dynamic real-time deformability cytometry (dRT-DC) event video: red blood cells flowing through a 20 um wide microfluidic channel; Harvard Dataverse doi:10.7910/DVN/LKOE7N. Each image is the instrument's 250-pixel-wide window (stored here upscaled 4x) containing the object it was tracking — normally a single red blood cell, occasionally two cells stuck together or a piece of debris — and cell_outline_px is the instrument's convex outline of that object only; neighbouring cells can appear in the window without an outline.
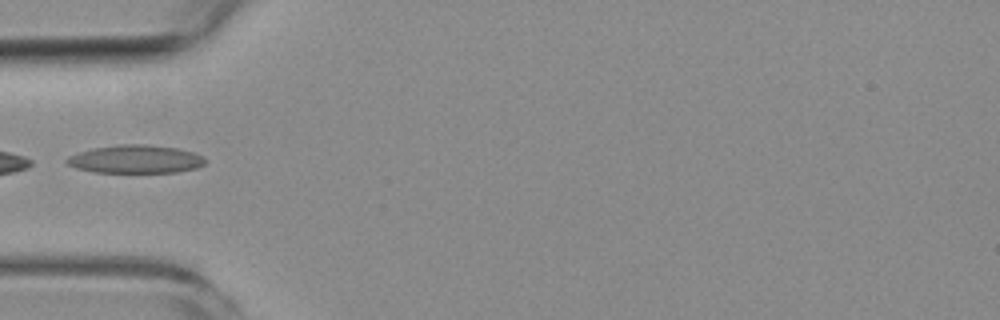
{"species": "common noctule bat (a hibernating species)", "species_latin": "Nyctalus noctula", "temperature_condition": "room temperature", "stored_images_in_passage": 4, "camera_frame_rate_fps": 3000, "um_per_image_px": 0.085, "animal": {"sex": "female", "body_mass_g": 19.3, "forearm_length_mm": 54.1}, "frame": {"image": 1, "passage_image": 3, "time_ms": 2.333, "image_size_px": [1000, 320], "cell_outline_px": [[208, 160], [204, 164], [196, 168], [176, 172], [92, 172], [76, 168], [68, 164], [64, 160], [68, 156], [92, 148], [120, 144], [148, 144], [176, 148], [192, 152], [204, 156]], "centroid_in_image_um": [11.53, 13.52], "position_along_channel_um": 73.5, "area_um2": 22.77}}
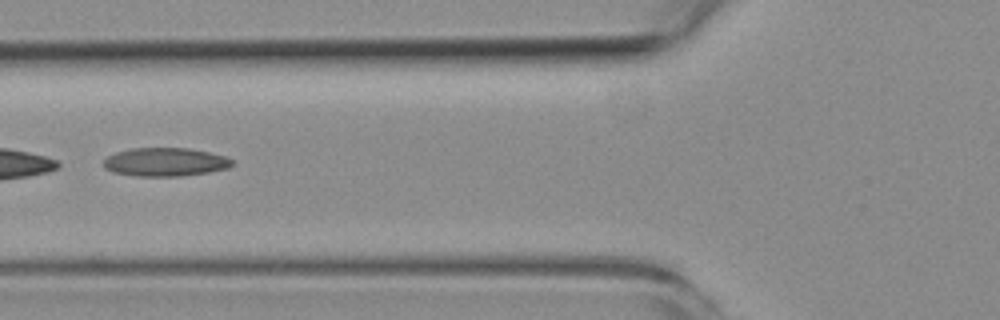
{"frame": {"image": 2, "passage_image": 4, "time_ms": 3.333, "image_size_px": [1000, 320], "cell_outline_px": [[232, 164], [228, 168], [208, 172], [180, 176], [136, 176], [112, 172], [104, 168], [104, 160], [108, 156], [116, 152], [132, 148], [188, 148], [228, 156], [232, 160]], "centroid_in_image_um": [14.04, 13.77], "position_along_channel_um": 111.8, "area_um2": 21.33}}